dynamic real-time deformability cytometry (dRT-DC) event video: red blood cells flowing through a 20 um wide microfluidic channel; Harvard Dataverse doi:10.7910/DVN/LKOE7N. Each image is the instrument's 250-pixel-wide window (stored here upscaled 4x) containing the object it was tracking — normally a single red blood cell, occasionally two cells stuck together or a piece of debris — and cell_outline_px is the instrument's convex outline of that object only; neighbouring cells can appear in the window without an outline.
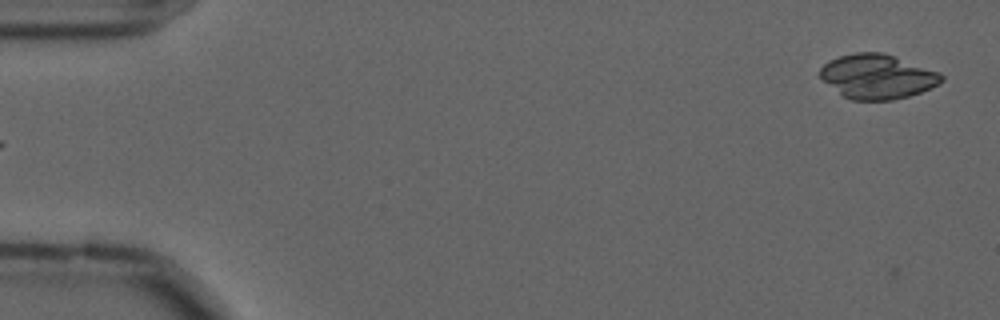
{"species": "common noctule bat (a hibernating species)", "species_latin": "Nyctalus noctula", "temperature_condition": "cold", "stored_images_in_passage": 11, "camera_frame_rate_fps": 3000, "um_per_image_px": 0.085, "animal": {"sex": "male", "forearm_length_mm": 52.5}, "frame": {"image": 1, "passage_image": 4, "time_ms": 1.0, "image_size_px": [1000, 320], "cell_outline_px": [[944, 80], [940, 84], [932, 88], [908, 96], [892, 100], [852, 100], [844, 96], [824, 80], [820, 76], [820, 68], [828, 60], [840, 56], [856, 52], [884, 52], [940, 72], [944, 76]], "centroid_in_image_um": [74.62, 6.49], "position_along_channel_um": 10.4, "area_um2": 31.44}}